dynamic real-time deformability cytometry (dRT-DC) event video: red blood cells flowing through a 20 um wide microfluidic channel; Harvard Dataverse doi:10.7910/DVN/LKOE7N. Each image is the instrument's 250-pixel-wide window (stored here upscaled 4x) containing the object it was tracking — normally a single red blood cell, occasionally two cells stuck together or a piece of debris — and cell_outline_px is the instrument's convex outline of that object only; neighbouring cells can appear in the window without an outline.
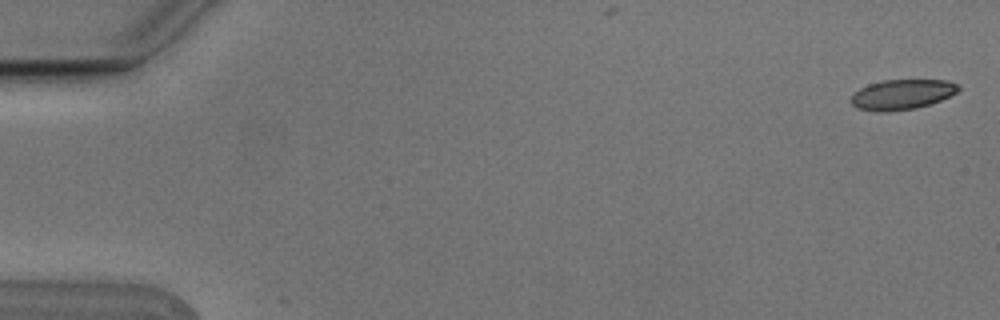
{"species": "Egyptian fruit bat (a non-hibernating species)", "species_latin": "Rousettus aegyptiacus", "temperature_condition": "cold", "stored_images_in_passage": 7, "camera_frame_rate_fps": 3000, "um_per_image_px": 0.085, "animal": {"sex": "male"}, "frame": {"image": 1, "passage_image": 1, "time_ms": 0.0, "image_size_px": [1000, 320], "cell_outline_px": [[960, 88], [956, 92], [940, 100], [916, 108], [888, 112], [876, 112], [856, 108], [848, 100], [860, 88], [868, 84], [884, 80], [948, 80], [960, 84]], "centroid_in_image_um": [76.64, 8.03], "position_along_channel_um": 8.4, "area_um2": 18.9}}
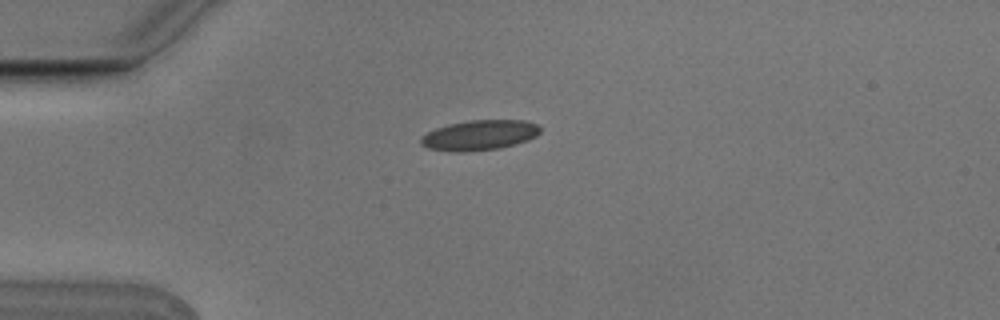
{"frame": {"image": 2, "passage_image": 4, "time_ms": 1.0, "image_size_px": [1000, 320], "cell_outline_px": [[540, 132], [536, 136], [528, 140], [500, 148], [464, 152], [452, 152], [428, 148], [420, 144], [420, 136], [436, 128], [448, 124], [468, 120], [524, 120], [536, 124], [540, 128]], "centroid_in_image_um": [40.72, 11.49], "position_along_channel_um": 44.3, "area_um2": 21.04}}
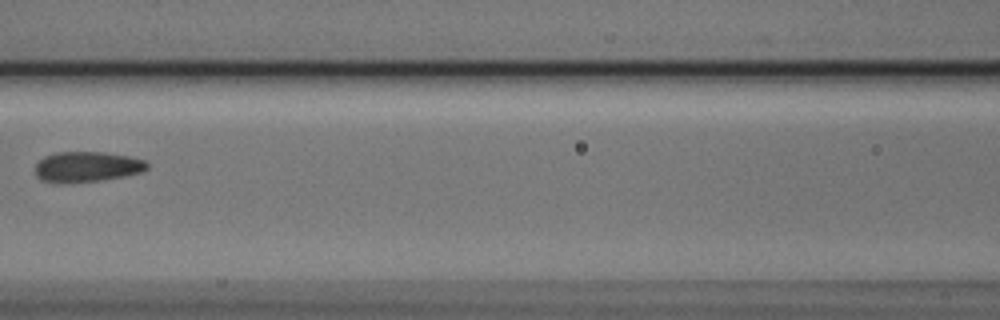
{"frame": {"image": 3, "passage_image": 7, "time_ms": 2.0, "image_size_px": [1000, 320], "cell_outline_px": [[148, 168], [140, 172], [124, 176], [96, 180], [64, 184], [40, 180], [36, 176], [36, 164], [44, 156], [56, 152], [104, 152], [128, 156], [144, 160], [148, 164]], "centroid_in_image_um": [7.35, 14.17], "position_along_channel_um": 159.3, "area_um2": 19.77}}